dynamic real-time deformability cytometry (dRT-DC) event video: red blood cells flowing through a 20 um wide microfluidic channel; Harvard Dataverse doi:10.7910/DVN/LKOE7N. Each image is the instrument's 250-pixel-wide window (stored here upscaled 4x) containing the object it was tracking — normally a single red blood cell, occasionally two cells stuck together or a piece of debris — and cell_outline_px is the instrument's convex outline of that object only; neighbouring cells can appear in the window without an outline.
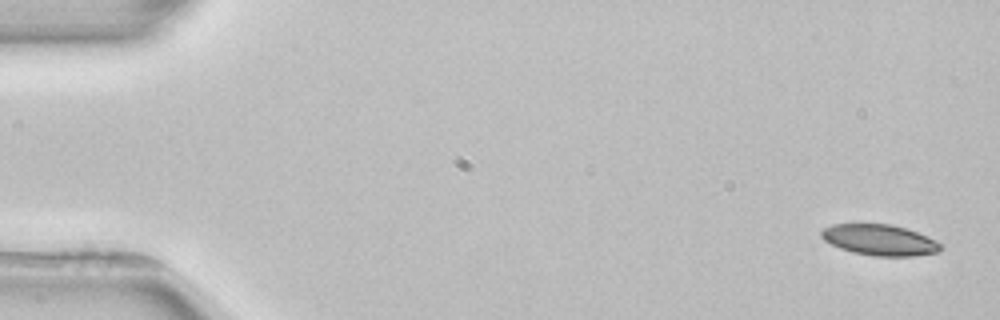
{"species": "common noctule bat (a hibernating species)", "species_latin": "Nyctalus noctula", "temperature_condition": "room temperature", "stored_images_in_passage": 4, "camera_frame_rate_fps": 3000, "um_per_image_px": 0.085, "animal": {"sex": "female", "body_mass_g": 22.7, "forearm_length_mm": 54.2}, "frame": {"image": 1, "passage_image": 1, "time_ms": 0.0, "image_size_px": [1000, 320], "cell_outline_px": [[944, 248], [940, 252], [916, 256], [872, 256], [852, 252], [840, 248], [824, 240], [820, 236], [820, 232], [824, 228], [832, 224], [892, 224], [916, 232], [936, 240]], "centroid_in_image_um": [74.79, 20.41], "position_along_channel_um": 10.2, "area_um2": 21.56}}
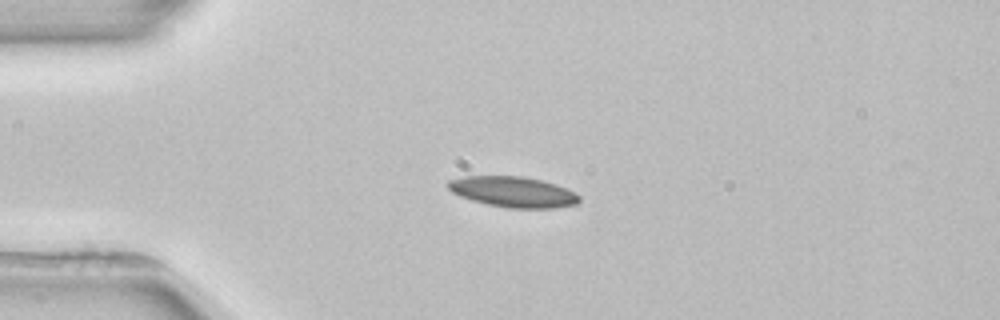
{"frame": {"image": 2, "passage_image": 4, "time_ms": 3.667, "image_size_px": [1000, 320], "cell_outline_px": [[580, 200], [576, 204], [556, 208], [508, 208], [488, 204], [472, 200], [460, 196], [452, 192], [444, 184], [448, 180], [464, 176], [524, 176], [556, 184], [580, 196]], "centroid_in_image_um": [43.57, 16.3], "position_along_channel_um": 41.4, "area_um2": 23.41}}